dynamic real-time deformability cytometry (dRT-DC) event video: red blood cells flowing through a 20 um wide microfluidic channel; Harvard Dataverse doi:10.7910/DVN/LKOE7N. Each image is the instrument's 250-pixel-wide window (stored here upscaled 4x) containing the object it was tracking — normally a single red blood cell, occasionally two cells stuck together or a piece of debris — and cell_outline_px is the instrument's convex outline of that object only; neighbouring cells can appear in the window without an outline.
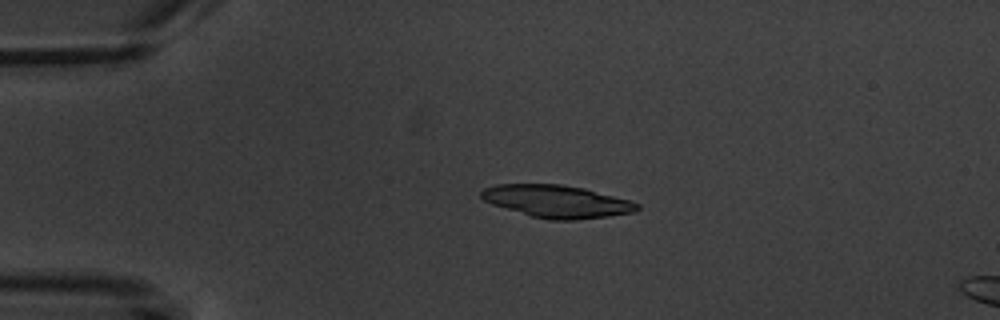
{"species": "common noctule bat (a hibernating species)", "species_latin": "Nyctalus noctula", "temperature_condition": "warm", "stored_images_in_passage": 4, "camera_frame_rate_fps": 3000, "um_per_image_px": 0.085, "animal": {"sex": "male", "body_mass_g": 20.1, "forearm_length_mm": 53.5}, "frame": {"image": 1, "passage_image": 2, "time_ms": 1.0, "image_size_px": [1000, 320], "cell_outline_px": [[640, 208], [636, 212], [608, 216], [576, 220], [548, 220], [532, 216], [492, 204], [484, 200], [480, 196], [480, 192], [484, 188], [496, 184], [560, 184], [584, 188], [632, 200], [640, 204]], "centroid_in_image_um": [47.37, 17.11], "position_along_channel_um": 37.6, "area_um2": 29.65}}